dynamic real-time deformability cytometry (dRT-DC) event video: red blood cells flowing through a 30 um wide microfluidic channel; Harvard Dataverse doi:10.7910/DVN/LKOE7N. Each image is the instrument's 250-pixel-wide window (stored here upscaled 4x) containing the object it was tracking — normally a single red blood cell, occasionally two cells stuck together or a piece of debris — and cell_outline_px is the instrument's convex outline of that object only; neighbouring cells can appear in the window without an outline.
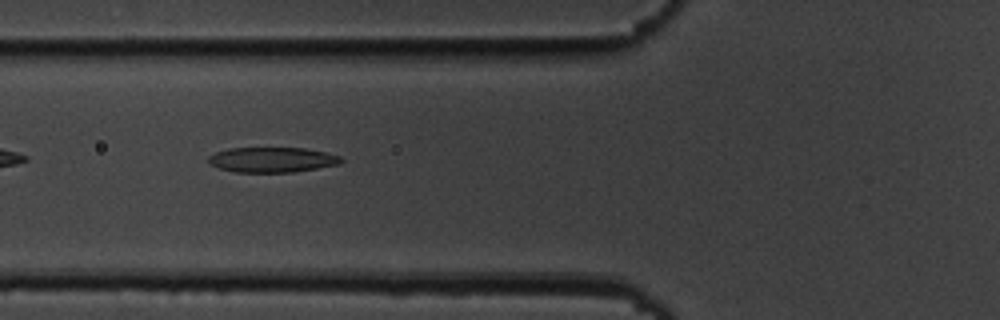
{"species": "common noctule bat (a hibernating species)", "species_latin": "Nyctalus noctula", "temperature_condition": "cold", "stored_images_in_passage": 38, "camera_frame_rate_fps": 3000, "um_per_image_px": 0.085, "animal": {"sex": "male", "body_mass_g": 19.5, "forearm_length_mm": 54.6}, "frame": {"image": 1, "passage_image": 4, "time_ms": 1.0, "image_size_px": [1000, 320], "cell_outline_px": [[344, 160], [340, 164], [292, 172], [232, 172], [208, 164], [208, 156], [216, 152], [228, 148], [304, 148], [328, 152], [340, 156]], "centroid_in_image_um": [23.13, 13.57], "position_along_channel_um": 102.7, "area_um2": 19.54}}
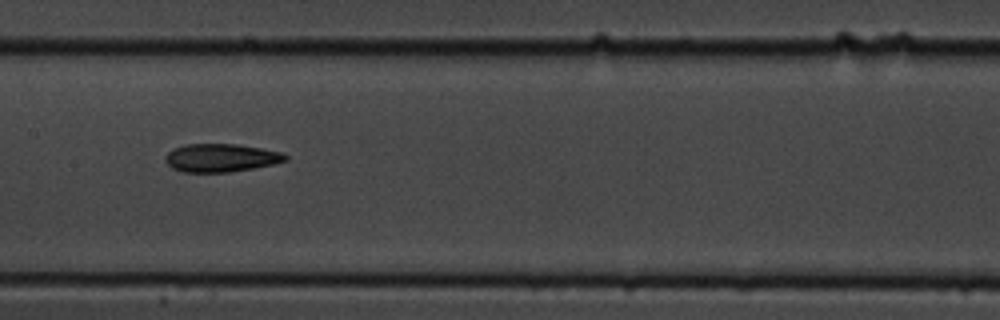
{"frame": {"image": 2, "passage_image": 11, "time_ms": 3.333, "image_size_px": [1000, 320], "cell_outline_px": [[288, 160], [272, 164], [252, 168], [228, 172], [184, 172], [172, 168], [164, 160], [164, 156], [168, 152], [176, 148], [188, 144], [236, 144], [260, 148], [280, 152], [288, 156]], "centroid_in_image_um": [18.76, 13.42], "position_along_channel_um": 188.6, "area_um2": 19.48}}
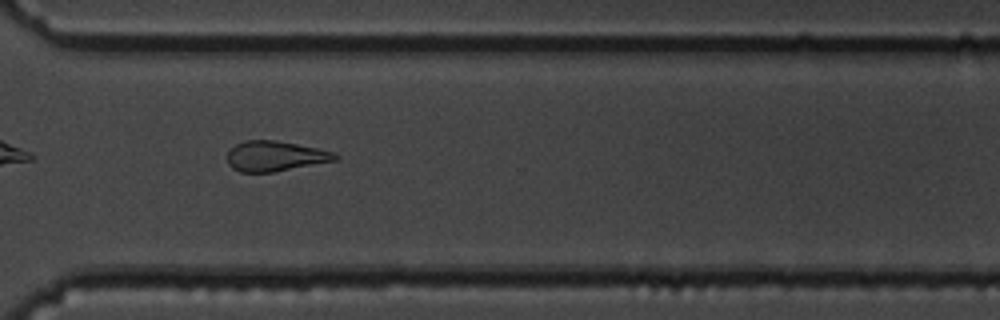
{"frame": {"image": 3, "passage_image": 24, "time_ms": 7.667, "image_size_px": [1000, 320], "cell_outline_px": [[340, 156], [336, 160], [272, 172], [240, 172], [232, 168], [228, 164], [228, 152], [236, 144], [244, 140], [276, 140], [336, 152]], "centroid_in_image_um": [23.38, 13.26], "position_along_channel_um": 347.2, "area_um2": 18.84}, "authors_computed_cell_mechanics": {"area_um2": 19.6809, "velocity_mm_per_s": 3.6689, "shape_relaxation_time_tau1_ms": 5.9041, "shape_relaxation_time_tau2_ms": 7.9972, "deformation_change_tau1": 0.1623, "deformation_change_tau2": 0.2015}}